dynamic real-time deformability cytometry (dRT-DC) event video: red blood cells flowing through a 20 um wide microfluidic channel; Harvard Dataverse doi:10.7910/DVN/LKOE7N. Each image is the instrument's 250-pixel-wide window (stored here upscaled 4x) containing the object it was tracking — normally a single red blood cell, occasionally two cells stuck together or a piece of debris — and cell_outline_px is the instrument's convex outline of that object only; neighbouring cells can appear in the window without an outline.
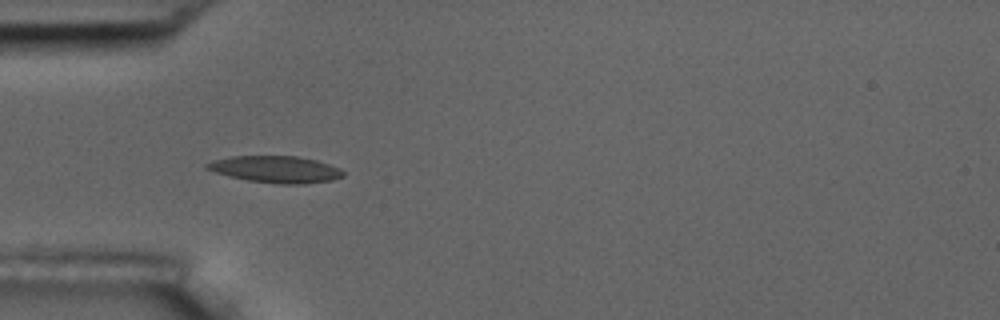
{"species": "common noctule bat (a hibernating species)", "species_latin": "Nyctalus noctula", "temperature_condition": "room temperature", "stored_images_in_passage": 8, "camera_frame_rate_fps": 3000, "um_per_image_px": 0.085, "animal": {"sex": "male", "body_mass_g": 17.5, "forearm_length_mm": 52.3}, "frame": {"image": 1, "passage_image": 5, "time_ms": 1.333, "image_size_px": [1000, 320], "cell_outline_px": [[344, 176], [332, 180], [304, 184], [280, 184], [248, 180], [228, 176], [204, 168], [204, 164], [212, 160], [232, 156], [296, 156], [316, 160], [340, 168], [344, 172]], "centroid_in_image_um": [23.42, 14.39], "position_along_channel_um": 61.6, "area_um2": 21.27}}
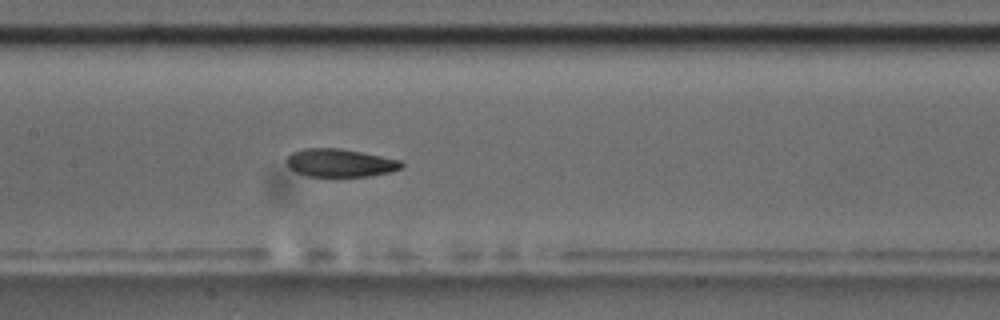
{"frame": {"image": 2, "passage_image": 8, "time_ms": 2.333, "image_size_px": [1000, 320], "cell_outline_px": [[404, 168], [392, 172], [368, 176], [308, 176], [296, 172], [288, 168], [288, 156], [292, 152], [304, 148], [340, 148], [404, 160]], "centroid_in_image_um": [28.97, 13.84], "position_along_channel_um": 178.4, "area_um2": 18.96}}